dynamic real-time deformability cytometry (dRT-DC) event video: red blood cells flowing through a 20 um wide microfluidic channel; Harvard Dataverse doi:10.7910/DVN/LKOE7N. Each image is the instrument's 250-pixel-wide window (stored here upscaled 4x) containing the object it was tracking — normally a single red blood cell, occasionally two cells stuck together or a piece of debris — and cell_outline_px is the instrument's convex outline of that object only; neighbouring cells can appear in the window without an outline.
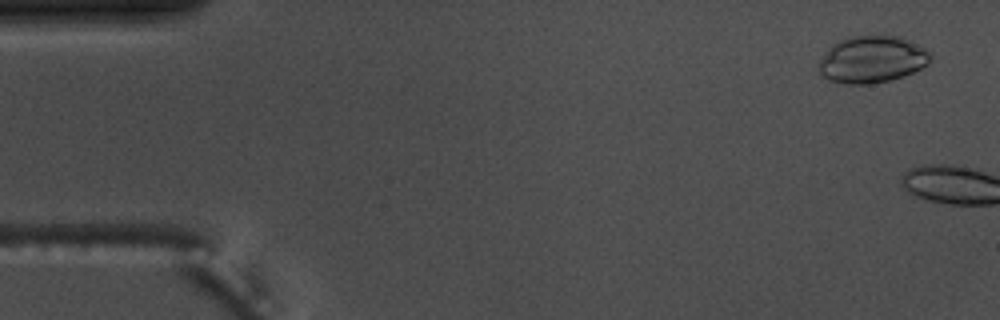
{"species": "common noctule bat (a hibernating species)", "species_latin": "Nyctalus noctula", "temperature_condition": "warm", "stored_images_in_passage": 6, "camera_frame_rate_fps": 3000, "um_per_image_px": 0.085, "animal": {"sex": "male", "body_mass_g": 17.5, "forearm_length_mm": 52.3}, "frame": {"image": 1, "passage_image": 3, "time_ms": 0.667, "image_size_px": [1000, 320], "cell_outline_px": [[932, 60], [928, 64], [904, 76], [872, 84], [848, 84], [828, 80], [820, 72], [820, 60], [828, 48], [832, 44], [840, 40], [856, 36], [900, 36], [932, 52]], "centroid_in_image_um": [74.15, 5.05], "position_along_channel_um": 10.8, "area_um2": 30.35}}